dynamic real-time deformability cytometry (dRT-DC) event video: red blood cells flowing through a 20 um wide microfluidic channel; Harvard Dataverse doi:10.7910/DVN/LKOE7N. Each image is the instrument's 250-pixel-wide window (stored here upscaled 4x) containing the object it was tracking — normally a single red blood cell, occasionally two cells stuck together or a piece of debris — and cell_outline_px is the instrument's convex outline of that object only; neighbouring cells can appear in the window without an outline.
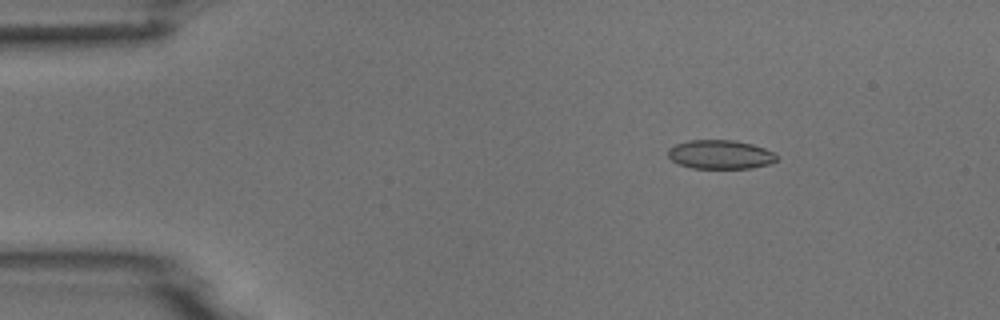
{"species": "common noctule bat (a hibernating species)", "species_latin": "Nyctalus noctula", "temperature_condition": "room temperature", "stored_images_in_passage": 7, "camera_frame_rate_fps": 3000, "um_per_image_px": 0.085, "animal": {"sex": "male", "body_mass_g": 18.8}, "frame": {"image": 1, "passage_image": 3, "time_ms": 2.333, "image_size_px": [1000, 320], "cell_outline_px": [[776, 160], [772, 164], [752, 168], [692, 168], [680, 164], [672, 160], [668, 156], [668, 148], [676, 144], [688, 140], [736, 140], [752, 144], [764, 148], [772, 152], [776, 156]], "centroid_in_image_um": [61.22, 13.13], "position_along_channel_um": 23.8, "area_um2": 18.32}}
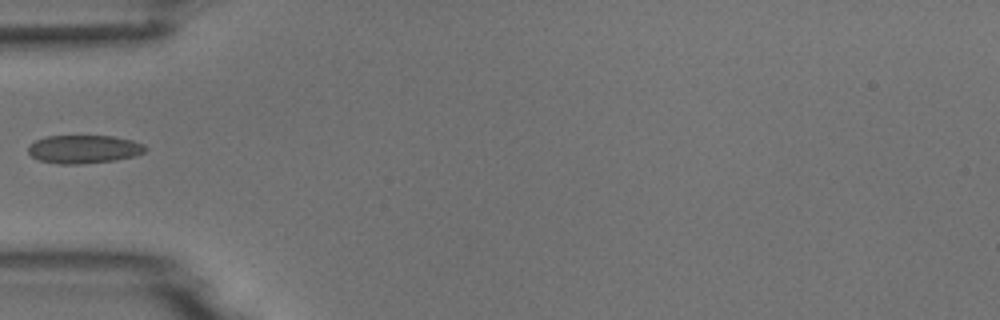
{"frame": {"image": 2, "passage_image": 6, "time_ms": 5.667, "image_size_px": [1000, 320], "cell_outline_px": [[148, 148], [144, 152], [136, 156], [116, 160], [80, 164], [56, 164], [40, 160], [32, 156], [28, 152], [28, 144], [44, 136], [112, 136], [132, 140], [144, 144]], "centroid_in_image_um": [7.13, 12.68], "position_along_channel_um": 77.9, "area_um2": 19.48}}